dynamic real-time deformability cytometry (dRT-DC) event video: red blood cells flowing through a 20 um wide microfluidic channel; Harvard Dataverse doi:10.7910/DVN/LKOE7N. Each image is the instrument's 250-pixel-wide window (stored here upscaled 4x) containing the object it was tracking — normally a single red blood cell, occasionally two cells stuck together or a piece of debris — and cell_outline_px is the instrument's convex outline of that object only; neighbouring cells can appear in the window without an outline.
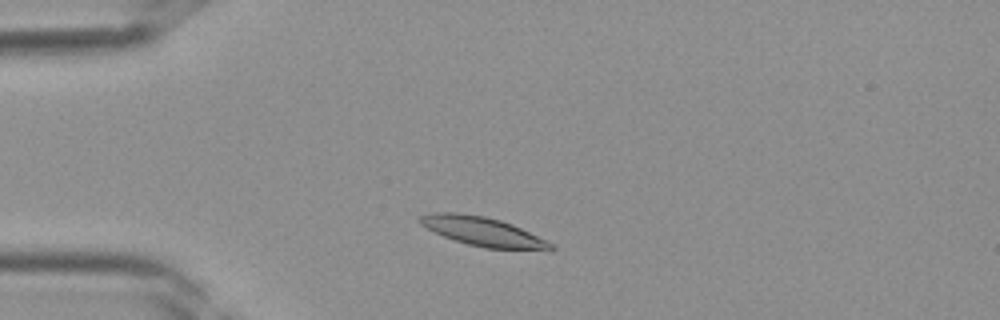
{"species": "Egyptian fruit bat (a non-hibernating species)", "species_latin": "Rousettus aegyptiacus", "temperature_condition": "room temperature", "stored_images_in_passage": 34, "camera_frame_rate_fps": 3000, "um_per_image_px": 0.085, "frame": {"image": 1, "passage_image": 5, "time_ms": 1.333, "image_size_px": [1000, 320], "cell_outline_px": [[556, 248], [552, 252], [484, 248], [468, 244], [444, 236], [420, 224], [416, 220], [420, 216], [432, 212], [456, 212], [484, 216], [500, 220], [512, 224], [552, 244]], "centroid_in_image_um": [41.1, 19.71], "position_along_channel_um": 43.9, "area_um2": 22.31}}
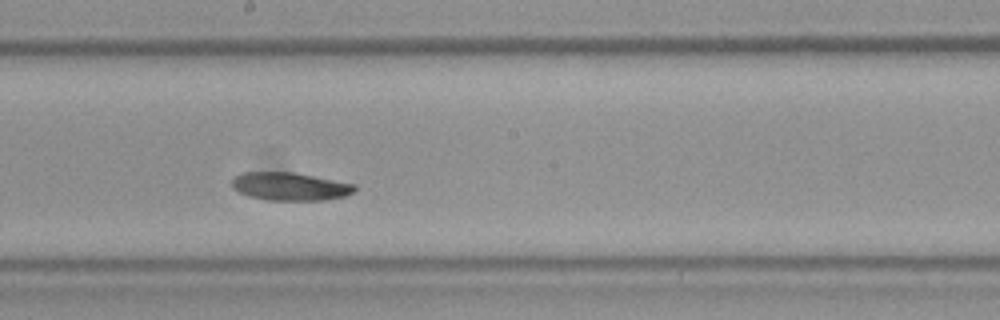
{"frame": {"image": 2, "passage_image": 17, "time_ms": 5.333, "image_size_px": [1000, 320], "cell_outline_px": [[356, 188], [352, 192], [344, 196], [324, 200], [268, 200], [248, 196], [236, 192], [232, 188], [232, 180], [236, 176], [244, 172], [292, 172], [356, 184]], "centroid_in_image_um": [24.61, 15.85], "position_along_channel_um": 223.6, "area_um2": 20.0}}
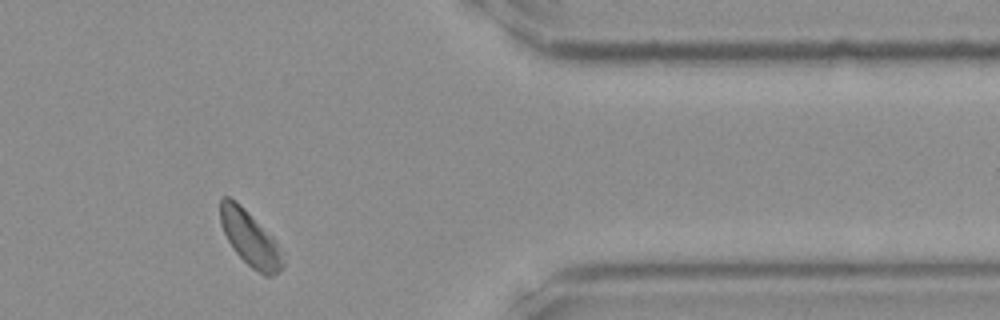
{"frame": {"image": 3, "passage_image": 28, "time_ms": 9.0, "image_size_px": [1000, 320], "cell_outline_px": [[284, 268], [272, 276], [264, 276], [252, 268], [232, 248], [220, 224], [220, 200], [224, 196], [228, 196], [236, 200], [272, 236], [284, 252]], "centroid_in_image_um": [21.28, 20.28], "position_along_channel_um": 390.1, "area_um2": 20.17}}